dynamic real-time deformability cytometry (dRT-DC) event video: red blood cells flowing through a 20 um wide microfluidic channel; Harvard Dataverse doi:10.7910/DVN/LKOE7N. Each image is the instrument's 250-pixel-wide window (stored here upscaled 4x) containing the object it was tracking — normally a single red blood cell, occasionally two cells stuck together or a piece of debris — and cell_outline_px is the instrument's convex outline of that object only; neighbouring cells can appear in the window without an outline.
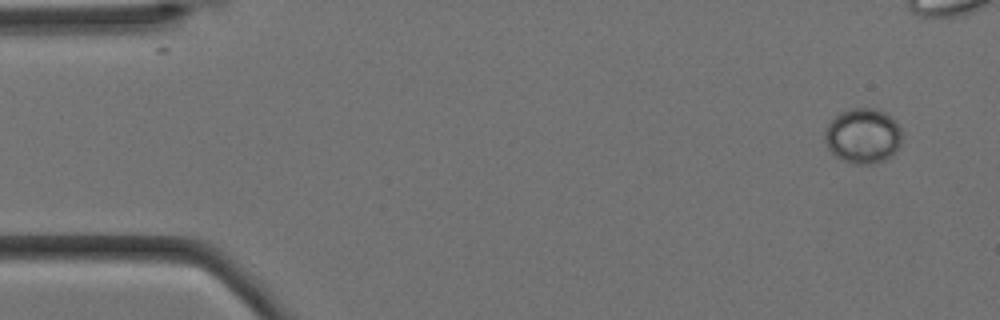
{"species": "Egyptian fruit bat (a non-hibernating species)", "species_latin": "Rousettus aegyptiacus", "temperature_condition": "cold", "stored_images_in_passage": 16, "camera_frame_rate_fps": 3000, "um_per_image_px": 0.085, "animal": {"sex": "female"}, "frame": {"image": 1, "passage_image": 1, "time_ms": 0.0, "image_size_px": [1000, 320], "cell_outline_px": [[900, 144], [896, 152], [892, 156], [876, 164], [852, 164], [836, 156], [828, 148], [824, 140], [824, 132], [828, 124], [840, 112], [852, 108], [872, 108], [884, 112], [896, 120], [900, 128]], "centroid_in_image_um": [73.35, 11.56], "position_along_channel_um": 11.6, "area_um2": 24.85}}
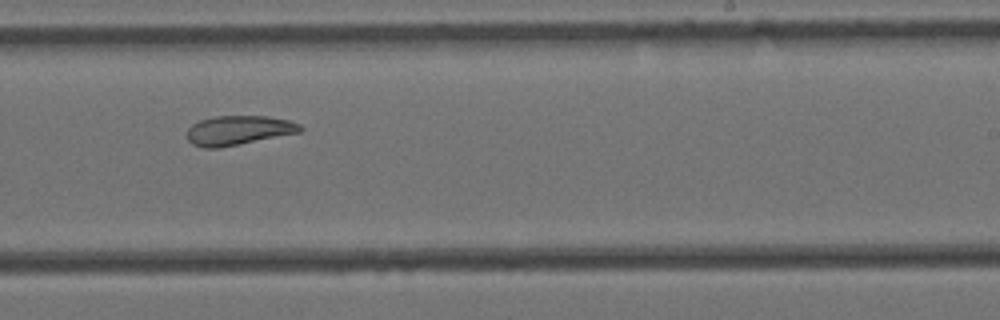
{"frame": {"image": 2, "passage_image": 11, "time_ms": 3.333, "image_size_px": [1000, 320], "cell_outline_px": [[304, 128], [300, 132], [216, 148], [204, 148], [192, 144], [188, 140], [188, 128], [192, 124], [200, 120], [216, 116], [268, 116], [288, 120], [300, 124]], "centroid_in_image_um": [20.26, 11.06], "position_along_channel_um": 268.7, "area_um2": 19.13}}
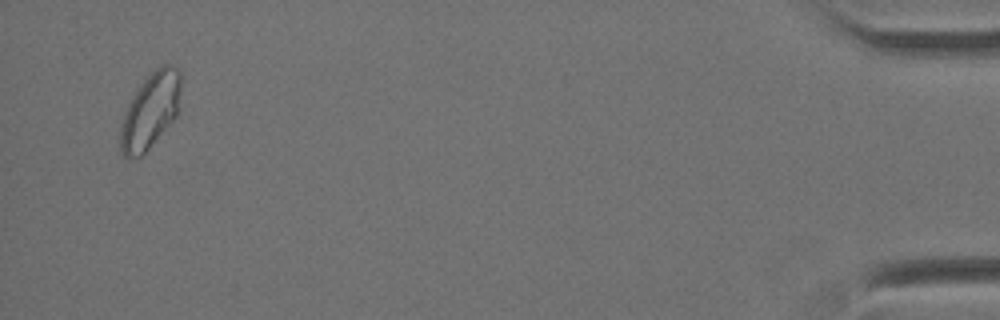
{"frame": {"image": 3, "passage_image": 16, "time_ms": 5.0, "image_size_px": [1000, 320], "cell_outline_px": [[180, 108], [176, 116], [148, 148], [140, 156], [124, 156], [120, 152], [120, 124], [124, 112], [136, 88], [160, 64], [168, 64], [180, 68]], "centroid_in_image_um": [12.78, 9.36], "position_along_channel_um": 422.4, "area_um2": 26.53}}